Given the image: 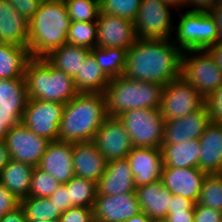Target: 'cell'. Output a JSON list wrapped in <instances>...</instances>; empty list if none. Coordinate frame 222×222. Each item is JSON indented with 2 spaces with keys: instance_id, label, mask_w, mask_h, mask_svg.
I'll list each match as a JSON object with an SVG mask.
<instances>
[{
  "instance_id": "1",
  "label": "cell",
  "mask_w": 222,
  "mask_h": 222,
  "mask_svg": "<svg viewBox=\"0 0 222 222\" xmlns=\"http://www.w3.org/2000/svg\"><path fill=\"white\" fill-rule=\"evenodd\" d=\"M182 51L171 38L137 39L127 50L124 75L163 87L181 76Z\"/></svg>"
},
{
  "instance_id": "2",
  "label": "cell",
  "mask_w": 222,
  "mask_h": 222,
  "mask_svg": "<svg viewBox=\"0 0 222 222\" xmlns=\"http://www.w3.org/2000/svg\"><path fill=\"white\" fill-rule=\"evenodd\" d=\"M107 117L104 93L79 92L64 105L59 140L70 143L92 141Z\"/></svg>"
},
{
  "instance_id": "3",
  "label": "cell",
  "mask_w": 222,
  "mask_h": 222,
  "mask_svg": "<svg viewBox=\"0 0 222 222\" xmlns=\"http://www.w3.org/2000/svg\"><path fill=\"white\" fill-rule=\"evenodd\" d=\"M69 26L64 0L41 2L29 20L27 47L31 58H45L65 44Z\"/></svg>"
},
{
  "instance_id": "4",
  "label": "cell",
  "mask_w": 222,
  "mask_h": 222,
  "mask_svg": "<svg viewBox=\"0 0 222 222\" xmlns=\"http://www.w3.org/2000/svg\"><path fill=\"white\" fill-rule=\"evenodd\" d=\"M163 86L154 82L133 80L125 75L112 78L104 92L108 117H118L132 109L161 107Z\"/></svg>"
},
{
  "instance_id": "5",
  "label": "cell",
  "mask_w": 222,
  "mask_h": 222,
  "mask_svg": "<svg viewBox=\"0 0 222 222\" xmlns=\"http://www.w3.org/2000/svg\"><path fill=\"white\" fill-rule=\"evenodd\" d=\"M28 99L66 104L79 92L74 79L45 58H31L25 70Z\"/></svg>"
},
{
  "instance_id": "6",
  "label": "cell",
  "mask_w": 222,
  "mask_h": 222,
  "mask_svg": "<svg viewBox=\"0 0 222 222\" xmlns=\"http://www.w3.org/2000/svg\"><path fill=\"white\" fill-rule=\"evenodd\" d=\"M171 39L181 51L207 50L218 42L217 26L209 12L185 11ZM174 35V36H173Z\"/></svg>"
},
{
  "instance_id": "7",
  "label": "cell",
  "mask_w": 222,
  "mask_h": 222,
  "mask_svg": "<svg viewBox=\"0 0 222 222\" xmlns=\"http://www.w3.org/2000/svg\"><path fill=\"white\" fill-rule=\"evenodd\" d=\"M133 147L161 148L165 120L159 108L132 109L118 116Z\"/></svg>"
},
{
  "instance_id": "8",
  "label": "cell",
  "mask_w": 222,
  "mask_h": 222,
  "mask_svg": "<svg viewBox=\"0 0 222 222\" xmlns=\"http://www.w3.org/2000/svg\"><path fill=\"white\" fill-rule=\"evenodd\" d=\"M181 76L205 99L222 85V72L208 50L182 51Z\"/></svg>"
},
{
  "instance_id": "9",
  "label": "cell",
  "mask_w": 222,
  "mask_h": 222,
  "mask_svg": "<svg viewBox=\"0 0 222 222\" xmlns=\"http://www.w3.org/2000/svg\"><path fill=\"white\" fill-rule=\"evenodd\" d=\"M206 99L182 76L170 81L162 89L161 114L165 121L181 118L200 109Z\"/></svg>"
},
{
  "instance_id": "10",
  "label": "cell",
  "mask_w": 222,
  "mask_h": 222,
  "mask_svg": "<svg viewBox=\"0 0 222 222\" xmlns=\"http://www.w3.org/2000/svg\"><path fill=\"white\" fill-rule=\"evenodd\" d=\"M171 8L163 0H141L133 21L137 39L171 38L174 31Z\"/></svg>"
},
{
  "instance_id": "11",
  "label": "cell",
  "mask_w": 222,
  "mask_h": 222,
  "mask_svg": "<svg viewBox=\"0 0 222 222\" xmlns=\"http://www.w3.org/2000/svg\"><path fill=\"white\" fill-rule=\"evenodd\" d=\"M64 105L59 102L28 99L21 122L36 135L59 140V126Z\"/></svg>"
},
{
  "instance_id": "12",
  "label": "cell",
  "mask_w": 222,
  "mask_h": 222,
  "mask_svg": "<svg viewBox=\"0 0 222 222\" xmlns=\"http://www.w3.org/2000/svg\"><path fill=\"white\" fill-rule=\"evenodd\" d=\"M5 144L11 160L37 167L51 143L29 130L22 122L9 129Z\"/></svg>"
},
{
  "instance_id": "13",
  "label": "cell",
  "mask_w": 222,
  "mask_h": 222,
  "mask_svg": "<svg viewBox=\"0 0 222 222\" xmlns=\"http://www.w3.org/2000/svg\"><path fill=\"white\" fill-rule=\"evenodd\" d=\"M92 142L108 162L125 159L133 148L130 136L118 117H107Z\"/></svg>"
},
{
  "instance_id": "14",
  "label": "cell",
  "mask_w": 222,
  "mask_h": 222,
  "mask_svg": "<svg viewBox=\"0 0 222 222\" xmlns=\"http://www.w3.org/2000/svg\"><path fill=\"white\" fill-rule=\"evenodd\" d=\"M96 23V47L128 50L137 41L134 23L129 19L99 12Z\"/></svg>"
},
{
  "instance_id": "15",
  "label": "cell",
  "mask_w": 222,
  "mask_h": 222,
  "mask_svg": "<svg viewBox=\"0 0 222 222\" xmlns=\"http://www.w3.org/2000/svg\"><path fill=\"white\" fill-rule=\"evenodd\" d=\"M211 122L206 103L188 115L165 121L163 143L180 144L190 139H199Z\"/></svg>"
},
{
  "instance_id": "16",
  "label": "cell",
  "mask_w": 222,
  "mask_h": 222,
  "mask_svg": "<svg viewBox=\"0 0 222 222\" xmlns=\"http://www.w3.org/2000/svg\"><path fill=\"white\" fill-rule=\"evenodd\" d=\"M141 212L135 192L97 195L93 207L95 222H125Z\"/></svg>"
},
{
  "instance_id": "17",
  "label": "cell",
  "mask_w": 222,
  "mask_h": 222,
  "mask_svg": "<svg viewBox=\"0 0 222 222\" xmlns=\"http://www.w3.org/2000/svg\"><path fill=\"white\" fill-rule=\"evenodd\" d=\"M207 175L198 167L163 168L161 180L173 195H181L196 204Z\"/></svg>"
},
{
  "instance_id": "18",
  "label": "cell",
  "mask_w": 222,
  "mask_h": 222,
  "mask_svg": "<svg viewBox=\"0 0 222 222\" xmlns=\"http://www.w3.org/2000/svg\"><path fill=\"white\" fill-rule=\"evenodd\" d=\"M126 159L136 187L161 179L164 167L161 148L133 147Z\"/></svg>"
},
{
  "instance_id": "19",
  "label": "cell",
  "mask_w": 222,
  "mask_h": 222,
  "mask_svg": "<svg viewBox=\"0 0 222 222\" xmlns=\"http://www.w3.org/2000/svg\"><path fill=\"white\" fill-rule=\"evenodd\" d=\"M73 147L74 143L60 140L51 141L38 167L52 175L60 184H66L75 176Z\"/></svg>"
},
{
  "instance_id": "20",
  "label": "cell",
  "mask_w": 222,
  "mask_h": 222,
  "mask_svg": "<svg viewBox=\"0 0 222 222\" xmlns=\"http://www.w3.org/2000/svg\"><path fill=\"white\" fill-rule=\"evenodd\" d=\"M27 101L25 78L0 79V120H22Z\"/></svg>"
},
{
  "instance_id": "21",
  "label": "cell",
  "mask_w": 222,
  "mask_h": 222,
  "mask_svg": "<svg viewBox=\"0 0 222 222\" xmlns=\"http://www.w3.org/2000/svg\"><path fill=\"white\" fill-rule=\"evenodd\" d=\"M198 140V168L207 174H222V124L211 121Z\"/></svg>"
},
{
  "instance_id": "22",
  "label": "cell",
  "mask_w": 222,
  "mask_h": 222,
  "mask_svg": "<svg viewBox=\"0 0 222 222\" xmlns=\"http://www.w3.org/2000/svg\"><path fill=\"white\" fill-rule=\"evenodd\" d=\"M136 186L128 160L109 161L106 171L97 182V195H119L135 192Z\"/></svg>"
},
{
  "instance_id": "23",
  "label": "cell",
  "mask_w": 222,
  "mask_h": 222,
  "mask_svg": "<svg viewBox=\"0 0 222 222\" xmlns=\"http://www.w3.org/2000/svg\"><path fill=\"white\" fill-rule=\"evenodd\" d=\"M108 161L92 141L74 143L73 169L76 176L98 182L106 171Z\"/></svg>"
},
{
  "instance_id": "24",
  "label": "cell",
  "mask_w": 222,
  "mask_h": 222,
  "mask_svg": "<svg viewBox=\"0 0 222 222\" xmlns=\"http://www.w3.org/2000/svg\"><path fill=\"white\" fill-rule=\"evenodd\" d=\"M135 194L142 212L152 220L166 219L172 193L162 180L136 187Z\"/></svg>"
},
{
  "instance_id": "25",
  "label": "cell",
  "mask_w": 222,
  "mask_h": 222,
  "mask_svg": "<svg viewBox=\"0 0 222 222\" xmlns=\"http://www.w3.org/2000/svg\"><path fill=\"white\" fill-rule=\"evenodd\" d=\"M29 21L6 0H0V42L27 46Z\"/></svg>"
},
{
  "instance_id": "26",
  "label": "cell",
  "mask_w": 222,
  "mask_h": 222,
  "mask_svg": "<svg viewBox=\"0 0 222 222\" xmlns=\"http://www.w3.org/2000/svg\"><path fill=\"white\" fill-rule=\"evenodd\" d=\"M200 148L198 139L180 144H162L163 168L198 167Z\"/></svg>"
},
{
  "instance_id": "27",
  "label": "cell",
  "mask_w": 222,
  "mask_h": 222,
  "mask_svg": "<svg viewBox=\"0 0 222 222\" xmlns=\"http://www.w3.org/2000/svg\"><path fill=\"white\" fill-rule=\"evenodd\" d=\"M33 169L34 167L30 164L10 159L0 172V182L19 201L28 198Z\"/></svg>"
},
{
  "instance_id": "28",
  "label": "cell",
  "mask_w": 222,
  "mask_h": 222,
  "mask_svg": "<svg viewBox=\"0 0 222 222\" xmlns=\"http://www.w3.org/2000/svg\"><path fill=\"white\" fill-rule=\"evenodd\" d=\"M31 55L27 46L0 42V79L25 78Z\"/></svg>"
},
{
  "instance_id": "29",
  "label": "cell",
  "mask_w": 222,
  "mask_h": 222,
  "mask_svg": "<svg viewBox=\"0 0 222 222\" xmlns=\"http://www.w3.org/2000/svg\"><path fill=\"white\" fill-rule=\"evenodd\" d=\"M90 53V49L86 47L65 43L45 59L55 68L74 78Z\"/></svg>"
},
{
  "instance_id": "30",
  "label": "cell",
  "mask_w": 222,
  "mask_h": 222,
  "mask_svg": "<svg viewBox=\"0 0 222 222\" xmlns=\"http://www.w3.org/2000/svg\"><path fill=\"white\" fill-rule=\"evenodd\" d=\"M73 79L77 91L86 93H104L111 80L98 66L92 53L86 57Z\"/></svg>"
},
{
  "instance_id": "31",
  "label": "cell",
  "mask_w": 222,
  "mask_h": 222,
  "mask_svg": "<svg viewBox=\"0 0 222 222\" xmlns=\"http://www.w3.org/2000/svg\"><path fill=\"white\" fill-rule=\"evenodd\" d=\"M90 51L96 58L98 66L110 79L124 75L127 58L126 49L94 47Z\"/></svg>"
},
{
  "instance_id": "32",
  "label": "cell",
  "mask_w": 222,
  "mask_h": 222,
  "mask_svg": "<svg viewBox=\"0 0 222 222\" xmlns=\"http://www.w3.org/2000/svg\"><path fill=\"white\" fill-rule=\"evenodd\" d=\"M27 222L59 221L62 211L49 198L28 197L20 200Z\"/></svg>"
},
{
  "instance_id": "33",
  "label": "cell",
  "mask_w": 222,
  "mask_h": 222,
  "mask_svg": "<svg viewBox=\"0 0 222 222\" xmlns=\"http://www.w3.org/2000/svg\"><path fill=\"white\" fill-rule=\"evenodd\" d=\"M70 203L75 206L94 207L97 197V183L83 177L74 176L66 183Z\"/></svg>"
},
{
  "instance_id": "34",
  "label": "cell",
  "mask_w": 222,
  "mask_h": 222,
  "mask_svg": "<svg viewBox=\"0 0 222 222\" xmlns=\"http://www.w3.org/2000/svg\"><path fill=\"white\" fill-rule=\"evenodd\" d=\"M97 42L96 22H70L66 43L92 49Z\"/></svg>"
},
{
  "instance_id": "35",
  "label": "cell",
  "mask_w": 222,
  "mask_h": 222,
  "mask_svg": "<svg viewBox=\"0 0 222 222\" xmlns=\"http://www.w3.org/2000/svg\"><path fill=\"white\" fill-rule=\"evenodd\" d=\"M196 204L222 211V174H208Z\"/></svg>"
},
{
  "instance_id": "36",
  "label": "cell",
  "mask_w": 222,
  "mask_h": 222,
  "mask_svg": "<svg viewBox=\"0 0 222 222\" xmlns=\"http://www.w3.org/2000/svg\"><path fill=\"white\" fill-rule=\"evenodd\" d=\"M70 22H96L99 0H64Z\"/></svg>"
},
{
  "instance_id": "37",
  "label": "cell",
  "mask_w": 222,
  "mask_h": 222,
  "mask_svg": "<svg viewBox=\"0 0 222 222\" xmlns=\"http://www.w3.org/2000/svg\"><path fill=\"white\" fill-rule=\"evenodd\" d=\"M61 185L57 179L38 166L31 174L29 197L49 198L55 189Z\"/></svg>"
},
{
  "instance_id": "38",
  "label": "cell",
  "mask_w": 222,
  "mask_h": 222,
  "mask_svg": "<svg viewBox=\"0 0 222 222\" xmlns=\"http://www.w3.org/2000/svg\"><path fill=\"white\" fill-rule=\"evenodd\" d=\"M141 0H99L100 13L123 17L134 21Z\"/></svg>"
},
{
  "instance_id": "39",
  "label": "cell",
  "mask_w": 222,
  "mask_h": 222,
  "mask_svg": "<svg viewBox=\"0 0 222 222\" xmlns=\"http://www.w3.org/2000/svg\"><path fill=\"white\" fill-rule=\"evenodd\" d=\"M59 222H95L93 207L75 206L64 211Z\"/></svg>"
},
{
  "instance_id": "40",
  "label": "cell",
  "mask_w": 222,
  "mask_h": 222,
  "mask_svg": "<svg viewBox=\"0 0 222 222\" xmlns=\"http://www.w3.org/2000/svg\"><path fill=\"white\" fill-rule=\"evenodd\" d=\"M206 105L211 121L222 124V85L206 99Z\"/></svg>"
},
{
  "instance_id": "41",
  "label": "cell",
  "mask_w": 222,
  "mask_h": 222,
  "mask_svg": "<svg viewBox=\"0 0 222 222\" xmlns=\"http://www.w3.org/2000/svg\"><path fill=\"white\" fill-rule=\"evenodd\" d=\"M15 8V10L28 21L34 16L38 10L40 0H6Z\"/></svg>"
},
{
  "instance_id": "42",
  "label": "cell",
  "mask_w": 222,
  "mask_h": 222,
  "mask_svg": "<svg viewBox=\"0 0 222 222\" xmlns=\"http://www.w3.org/2000/svg\"><path fill=\"white\" fill-rule=\"evenodd\" d=\"M194 219L195 222H222V211L195 204Z\"/></svg>"
},
{
  "instance_id": "43",
  "label": "cell",
  "mask_w": 222,
  "mask_h": 222,
  "mask_svg": "<svg viewBox=\"0 0 222 222\" xmlns=\"http://www.w3.org/2000/svg\"><path fill=\"white\" fill-rule=\"evenodd\" d=\"M19 205V199H17L12 193H10L0 182V216L2 217L6 213L13 211Z\"/></svg>"
},
{
  "instance_id": "44",
  "label": "cell",
  "mask_w": 222,
  "mask_h": 222,
  "mask_svg": "<svg viewBox=\"0 0 222 222\" xmlns=\"http://www.w3.org/2000/svg\"><path fill=\"white\" fill-rule=\"evenodd\" d=\"M50 200L62 211H67L74 206L70 203L69 191H67L66 184L59 185L53 194L49 197Z\"/></svg>"
},
{
  "instance_id": "45",
  "label": "cell",
  "mask_w": 222,
  "mask_h": 222,
  "mask_svg": "<svg viewBox=\"0 0 222 222\" xmlns=\"http://www.w3.org/2000/svg\"><path fill=\"white\" fill-rule=\"evenodd\" d=\"M167 214H173V212L179 211H194L195 203L190 199L183 198L181 195H173L168 204Z\"/></svg>"
},
{
  "instance_id": "46",
  "label": "cell",
  "mask_w": 222,
  "mask_h": 222,
  "mask_svg": "<svg viewBox=\"0 0 222 222\" xmlns=\"http://www.w3.org/2000/svg\"><path fill=\"white\" fill-rule=\"evenodd\" d=\"M216 5L215 0H186L187 11L209 12Z\"/></svg>"
},
{
  "instance_id": "47",
  "label": "cell",
  "mask_w": 222,
  "mask_h": 222,
  "mask_svg": "<svg viewBox=\"0 0 222 222\" xmlns=\"http://www.w3.org/2000/svg\"><path fill=\"white\" fill-rule=\"evenodd\" d=\"M167 222H195L194 211H179L167 214Z\"/></svg>"
},
{
  "instance_id": "48",
  "label": "cell",
  "mask_w": 222,
  "mask_h": 222,
  "mask_svg": "<svg viewBox=\"0 0 222 222\" xmlns=\"http://www.w3.org/2000/svg\"><path fill=\"white\" fill-rule=\"evenodd\" d=\"M0 222H27V219L24 210L19 205L13 211L2 216Z\"/></svg>"
},
{
  "instance_id": "49",
  "label": "cell",
  "mask_w": 222,
  "mask_h": 222,
  "mask_svg": "<svg viewBox=\"0 0 222 222\" xmlns=\"http://www.w3.org/2000/svg\"><path fill=\"white\" fill-rule=\"evenodd\" d=\"M209 13L217 26L218 42H222V3L216 4Z\"/></svg>"
},
{
  "instance_id": "50",
  "label": "cell",
  "mask_w": 222,
  "mask_h": 222,
  "mask_svg": "<svg viewBox=\"0 0 222 222\" xmlns=\"http://www.w3.org/2000/svg\"><path fill=\"white\" fill-rule=\"evenodd\" d=\"M207 50L210 52L216 62V65L222 72V42H217L215 45L209 47Z\"/></svg>"
},
{
  "instance_id": "51",
  "label": "cell",
  "mask_w": 222,
  "mask_h": 222,
  "mask_svg": "<svg viewBox=\"0 0 222 222\" xmlns=\"http://www.w3.org/2000/svg\"><path fill=\"white\" fill-rule=\"evenodd\" d=\"M19 123L21 120H0V142L5 141L9 129Z\"/></svg>"
},
{
  "instance_id": "52",
  "label": "cell",
  "mask_w": 222,
  "mask_h": 222,
  "mask_svg": "<svg viewBox=\"0 0 222 222\" xmlns=\"http://www.w3.org/2000/svg\"><path fill=\"white\" fill-rule=\"evenodd\" d=\"M10 160L9 152L4 141L0 142V172Z\"/></svg>"
},
{
  "instance_id": "53",
  "label": "cell",
  "mask_w": 222,
  "mask_h": 222,
  "mask_svg": "<svg viewBox=\"0 0 222 222\" xmlns=\"http://www.w3.org/2000/svg\"><path fill=\"white\" fill-rule=\"evenodd\" d=\"M166 4H168L170 7H172L176 12L180 11L181 8L186 7V0H163ZM183 6V7H182Z\"/></svg>"
},
{
  "instance_id": "54",
  "label": "cell",
  "mask_w": 222,
  "mask_h": 222,
  "mask_svg": "<svg viewBox=\"0 0 222 222\" xmlns=\"http://www.w3.org/2000/svg\"><path fill=\"white\" fill-rule=\"evenodd\" d=\"M125 222H151V220L148 218V216L144 212H140L137 215H134L133 217L129 218Z\"/></svg>"
},
{
  "instance_id": "55",
  "label": "cell",
  "mask_w": 222,
  "mask_h": 222,
  "mask_svg": "<svg viewBox=\"0 0 222 222\" xmlns=\"http://www.w3.org/2000/svg\"><path fill=\"white\" fill-rule=\"evenodd\" d=\"M151 222H167L165 219H161V220H152Z\"/></svg>"
},
{
  "instance_id": "56",
  "label": "cell",
  "mask_w": 222,
  "mask_h": 222,
  "mask_svg": "<svg viewBox=\"0 0 222 222\" xmlns=\"http://www.w3.org/2000/svg\"><path fill=\"white\" fill-rule=\"evenodd\" d=\"M34 222H59V221H54V220H46V221H34Z\"/></svg>"
},
{
  "instance_id": "57",
  "label": "cell",
  "mask_w": 222,
  "mask_h": 222,
  "mask_svg": "<svg viewBox=\"0 0 222 222\" xmlns=\"http://www.w3.org/2000/svg\"><path fill=\"white\" fill-rule=\"evenodd\" d=\"M41 2H45V1H56V0H40Z\"/></svg>"
}]
</instances>
